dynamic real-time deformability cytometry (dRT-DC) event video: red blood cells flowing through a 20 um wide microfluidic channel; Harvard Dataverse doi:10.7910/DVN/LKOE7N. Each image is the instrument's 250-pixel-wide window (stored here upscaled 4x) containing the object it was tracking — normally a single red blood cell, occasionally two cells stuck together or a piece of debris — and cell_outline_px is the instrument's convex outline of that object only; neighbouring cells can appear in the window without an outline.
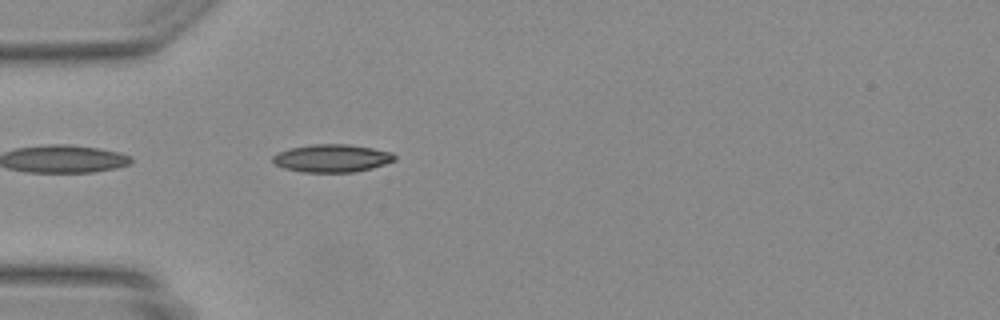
{"species": "Egyptian fruit bat (a non-hibernating species)", "species_latin": "Rousettus aegyptiacus", "temperature_condition": "warm", "stored_images_in_passage": 35, "camera_frame_rate_fps": 3000, "um_per_image_px": 0.085, "animal": {"sex": "female"}, "frame": {"image": 1, "passage_image": 2, "time_ms": 0.333, "image_size_px": [1000, 320], "cell_outline_px": [[396, 160], [372, 168], [356, 172], [304, 172], [284, 168], [276, 164], [272, 160], [272, 156], [280, 152], [292, 148], [312, 144], [348, 144], [372, 148], [392, 152], [396, 156]], "centroid_in_image_um": [28.25, 13.45], "position_along_channel_um": 56.7, "area_um2": 19.65}}
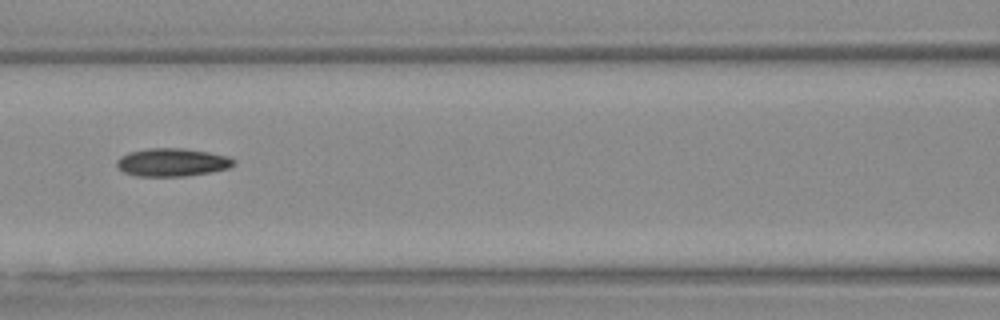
{"frame": {"image": 2, "passage_image": 9, "time_ms": 2.667, "image_size_px": [1000, 320], "cell_outline_px": [[236, 160], [228, 168], [212, 172], [184, 176], [136, 176], [124, 172], [116, 164], [116, 160], [120, 156], [128, 152], [148, 148], [184, 148], [208, 152], [224, 156]], "centroid_in_image_um": [14.59, 13.79], "position_along_channel_um": 152.0, "area_um2": 19.02}}
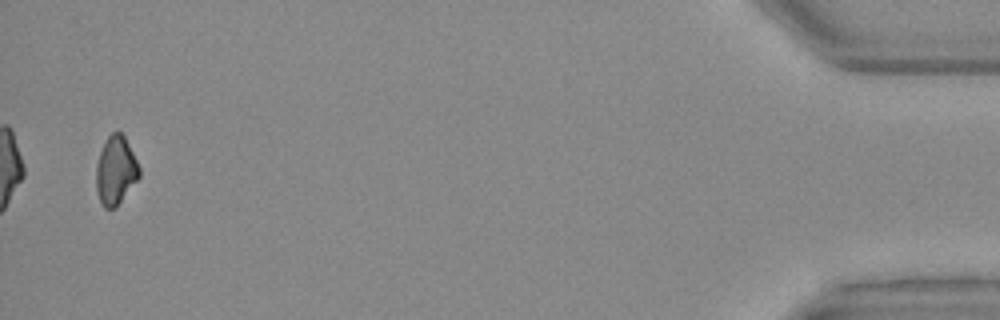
{"frame": {"image": 3, "passage_image": 34, "time_ms": 11.0, "image_size_px": [1000, 320], "cell_outline_px": [[140, 176], [116, 208], [104, 208], [100, 200], [96, 188], [96, 164], [104, 140], [112, 132], [120, 132], [124, 136], [140, 168]], "centroid_in_image_um": [9.82, 14.49], "position_along_channel_um": 425.4, "area_um2": 17.11}}